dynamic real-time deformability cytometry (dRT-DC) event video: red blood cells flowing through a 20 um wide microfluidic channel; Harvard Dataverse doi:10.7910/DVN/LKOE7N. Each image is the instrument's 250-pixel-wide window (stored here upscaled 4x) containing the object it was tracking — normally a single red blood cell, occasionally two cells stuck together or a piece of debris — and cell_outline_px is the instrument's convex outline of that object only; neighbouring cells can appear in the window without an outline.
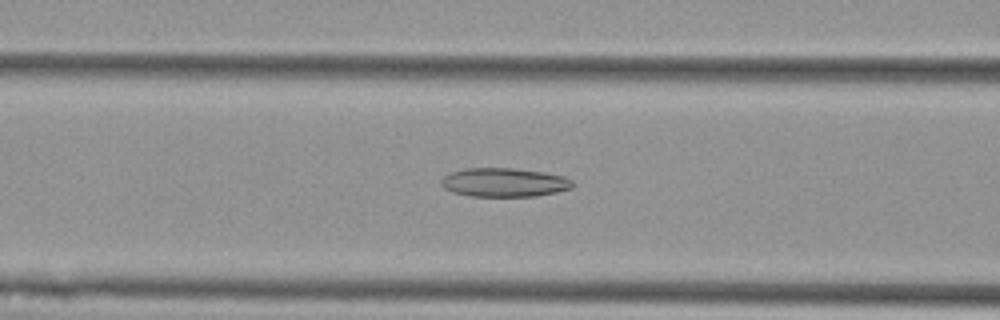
{"species": "Egyptian fruit bat (a non-hibernating species)", "species_latin": "Rousettus aegyptiacus", "temperature_condition": "cold", "stored_images_in_passage": 57, "camera_frame_rate_fps": 3000, "um_per_image_px": 0.085, "animal": {"sex": "female"}, "frame": {"image": 1, "passage_image": 23, "time_ms": 7.333, "image_size_px": [1000, 320], "cell_outline_px": [[572, 188], [556, 192], [536, 196], [468, 196], [452, 192], [444, 188], [440, 184], [440, 180], [448, 172], [464, 168], [516, 168], [544, 172], [564, 176], [572, 180]], "centroid_in_image_um": [42.81, 15.5], "position_along_channel_um": 123.8, "area_um2": 22.31}}
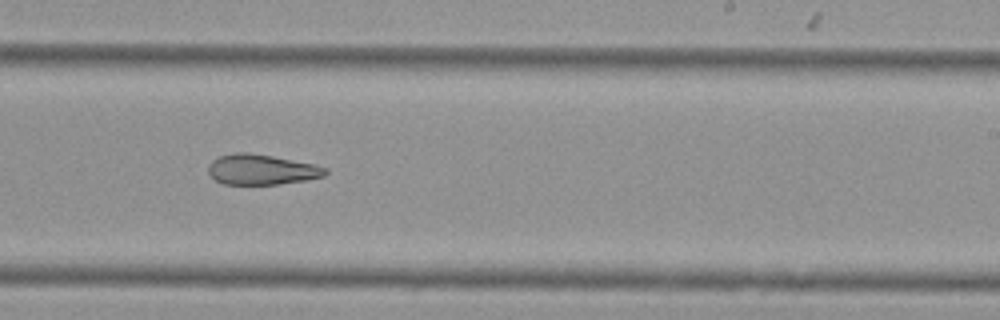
{"frame": {"image": 2, "passage_image": 35, "time_ms": 11.333, "image_size_px": [1000, 320], "cell_outline_px": [[328, 172], [324, 176], [304, 180], [280, 184], [224, 184], [216, 180], [208, 172], [208, 164], [212, 160], [220, 156], [236, 152], [248, 152], [272, 156], [312, 164], [328, 168]], "centroid_in_image_um": [22.21, 14.41], "position_along_channel_um": 266.8, "area_um2": 20.52}}
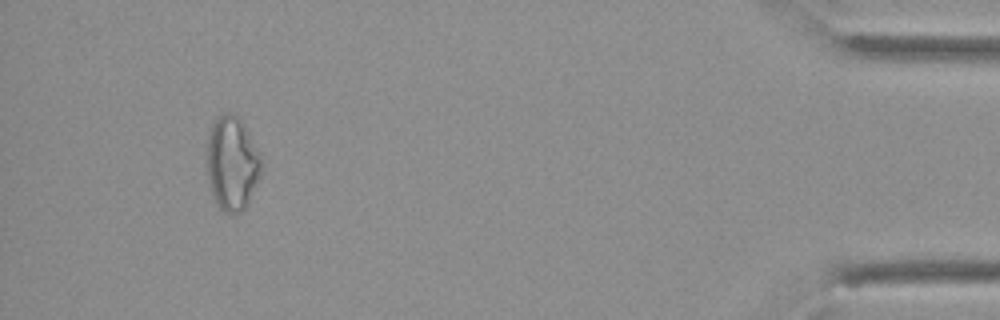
{"frame": {"image": 3, "passage_image": 53, "time_ms": 17.333, "image_size_px": [1000, 320], "cell_outline_px": [[260, 176], [248, 204], [240, 212], [228, 216], [216, 204], [212, 196], [208, 184], [204, 160], [204, 156], [208, 132], [216, 116], [224, 112], [232, 112], [244, 124], [260, 152]], "centroid_in_image_um": [19.66, 13.89], "position_along_channel_um": 415.5, "area_um2": 30.92}, "authors_computed_cell_mechanics": {"area_um2": 24.854, "velocity_mm_per_s": 3.5886, "shape_relaxation_time_tau1_ms": null, "shape_relaxation_time_tau2_ms": 9.6812, "deformation_change_tau1": null, "deformation_change_tau2": 0.2193}}